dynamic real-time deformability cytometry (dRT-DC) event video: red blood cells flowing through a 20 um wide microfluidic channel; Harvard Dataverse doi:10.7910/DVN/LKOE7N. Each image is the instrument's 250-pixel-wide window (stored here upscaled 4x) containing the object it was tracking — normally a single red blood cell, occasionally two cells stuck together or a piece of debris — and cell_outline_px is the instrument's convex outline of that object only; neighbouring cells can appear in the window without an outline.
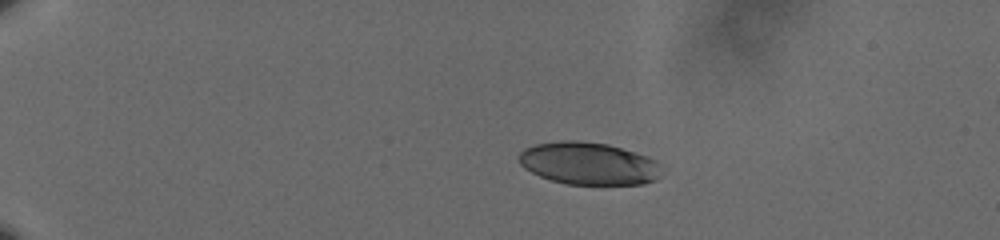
{"species": "human", "species_latin": "Homo sapiens", "temperature_condition": "cold", "stored_images_in_passage": 47, "camera_frame_rate_fps": 3000, "um_per_image_px": 0.085, "donor": {"sex": "male"}, "frame": {"image": 1, "passage_image": 1, "time_ms": 0.0, "image_size_px": [1000, 240], "cell_outline_px": [[656, 180], [644, 184], [564, 184], [540, 176], [524, 168], [520, 164], [520, 152], [524, 148], [536, 144], [560, 140], [576, 140], [608, 144], [648, 156], [656, 160]], "centroid_in_image_um": [49.97, 13.88], "position_along_channel_um": 35.0, "area_um2": 34.91}}
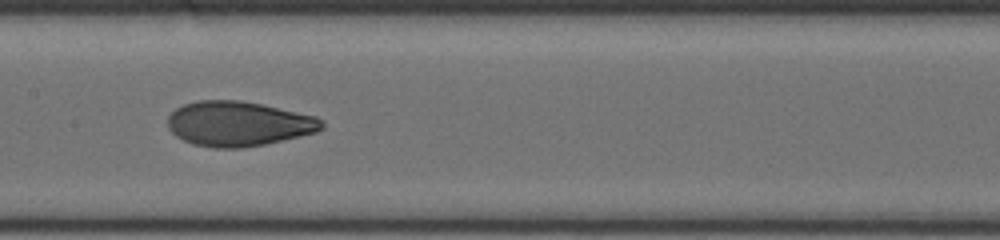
{"frame": {"image": 2, "passage_image": 21, "time_ms": 6.667, "image_size_px": [1000, 240], "cell_outline_px": [[324, 128], [316, 132], [264, 144], [240, 148], [216, 148], [192, 144], [176, 136], [168, 128], [168, 116], [176, 108], [184, 104], [200, 100], [240, 100], [260, 104], [316, 116], [324, 120]], "centroid_in_image_um": [20.26, 10.51], "position_along_channel_um": 187.1, "area_um2": 40.11}}
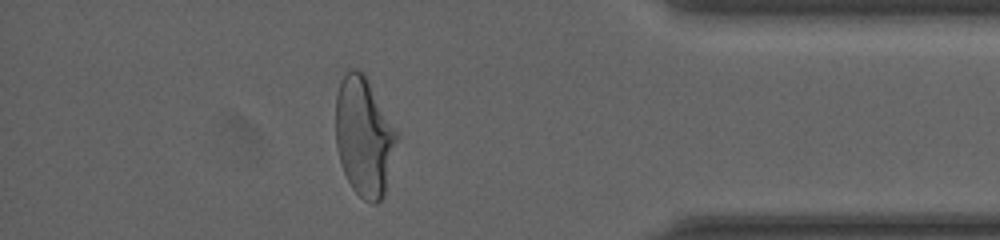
{"frame": {"image": 3, "passage_image": 41, "time_ms": 13.333, "image_size_px": [1000, 240], "cell_outline_px": [[400, 136], [384, 196], [376, 204], [372, 204], [364, 200], [352, 188], [340, 164], [336, 148], [336, 96], [340, 84], [348, 68], [356, 68], [364, 72], [396, 128]], "centroid_in_image_um": [30.97, 11.62], "position_along_channel_um": 404.2, "area_um2": 43.0}, "authors_computed_cell_mechanics": {"area_um2": 39.7664, "velocity_mm_per_s": 3.5984, "shape_relaxation_time_tau1_ms": 4.9464, "shape_relaxation_time_tau2_ms": 1.0984, "deformation_change_tau1": 0.2029, "deformation_change_tau2": 0.0639}}